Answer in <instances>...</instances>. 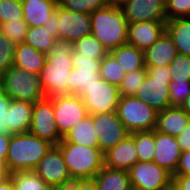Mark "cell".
Listing matches in <instances>:
<instances>
[{
    "mask_svg": "<svg viewBox=\"0 0 190 190\" xmlns=\"http://www.w3.org/2000/svg\"><path fill=\"white\" fill-rule=\"evenodd\" d=\"M73 44L56 39L46 55L44 66L38 74L45 97L68 95L67 82L72 69Z\"/></svg>",
    "mask_w": 190,
    "mask_h": 190,
    "instance_id": "6da1fadb",
    "label": "cell"
},
{
    "mask_svg": "<svg viewBox=\"0 0 190 190\" xmlns=\"http://www.w3.org/2000/svg\"><path fill=\"white\" fill-rule=\"evenodd\" d=\"M54 145L30 132L14 133L8 146L5 169L8 174L34 170Z\"/></svg>",
    "mask_w": 190,
    "mask_h": 190,
    "instance_id": "7a4b0ae2",
    "label": "cell"
},
{
    "mask_svg": "<svg viewBox=\"0 0 190 190\" xmlns=\"http://www.w3.org/2000/svg\"><path fill=\"white\" fill-rule=\"evenodd\" d=\"M90 18L91 34L108 53L127 43L128 22L118 4L95 10Z\"/></svg>",
    "mask_w": 190,
    "mask_h": 190,
    "instance_id": "3957f363",
    "label": "cell"
},
{
    "mask_svg": "<svg viewBox=\"0 0 190 190\" xmlns=\"http://www.w3.org/2000/svg\"><path fill=\"white\" fill-rule=\"evenodd\" d=\"M72 180L93 179L104 166V153L99 147L59 143Z\"/></svg>",
    "mask_w": 190,
    "mask_h": 190,
    "instance_id": "277c9868",
    "label": "cell"
},
{
    "mask_svg": "<svg viewBox=\"0 0 190 190\" xmlns=\"http://www.w3.org/2000/svg\"><path fill=\"white\" fill-rule=\"evenodd\" d=\"M146 68L147 75L135 96L146 102L157 112L171 107L169 89L171 74L169 66Z\"/></svg>",
    "mask_w": 190,
    "mask_h": 190,
    "instance_id": "5b68a950",
    "label": "cell"
},
{
    "mask_svg": "<svg viewBox=\"0 0 190 190\" xmlns=\"http://www.w3.org/2000/svg\"><path fill=\"white\" fill-rule=\"evenodd\" d=\"M116 112L129 133L155 129L158 112L136 96H120Z\"/></svg>",
    "mask_w": 190,
    "mask_h": 190,
    "instance_id": "8992f818",
    "label": "cell"
},
{
    "mask_svg": "<svg viewBox=\"0 0 190 190\" xmlns=\"http://www.w3.org/2000/svg\"><path fill=\"white\" fill-rule=\"evenodd\" d=\"M5 94L15 100L35 103L45 97L39 76L16 66L2 75Z\"/></svg>",
    "mask_w": 190,
    "mask_h": 190,
    "instance_id": "52a82bcc",
    "label": "cell"
},
{
    "mask_svg": "<svg viewBox=\"0 0 190 190\" xmlns=\"http://www.w3.org/2000/svg\"><path fill=\"white\" fill-rule=\"evenodd\" d=\"M128 172L131 187L136 190H165L172 185V174L154 161H138Z\"/></svg>",
    "mask_w": 190,
    "mask_h": 190,
    "instance_id": "ba28073f",
    "label": "cell"
},
{
    "mask_svg": "<svg viewBox=\"0 0 190 190\" xmlns=\"http://www.w3.org/2000/svg\"><path fill=\"white\" fill-rule=\"evenodd\" d=\"M33 171L54 190H64L72 182L62 152L57 146H53L40 159Z\"/></svg>",
    "mask_w": 190,
    "mask_h": 190,
    "instance_id": "9c48e42d",
    "label": "cell"
},
{
    "mask_svg": "<svg viewBox=\"0 0 190 190\" xmlns=\"http://www.w3.org/2000/svg\"><path fill=\"white\" fill-rule=\"evenodd\" d=\"M89 115L110 113L117 110L118 87L99 78L80 95Z\"/></svg>",
    "mask_w": 190,
    "mask_h": 190,
    "instance_id": "30bf717a",
    "label": "cell"
},
{
    "mask_svg": "<svg viewBox=\"0 0 190 190\" xmlns=\"http://www.w3.org/2000/svg\"><path fill=\"white\" fill-rule=\"evenodd\" d=\"M100 64V59L86 57L73 51L72 69L67 82L68 95L75 94L80 96L84 93L85 88H88L101 78Z\"/></svg>",
    "mask_w": 190,
    "mask_h": 190,
    "instance_id": "8fae6325",
    "label": "cell"
},
{
    "mask_svg": "<svg viewBox=\"0 0 190 190\" xmlns=\"http://www.w3.org/2000/svg\"><path fill=\"white\" fill-rule=\"evenodd\" d=\"M53 107L56 126L62 138L74 125L89 115L81 97L75 94L54 97Z\"/></svg>",
    "mask_w": 190,
    "mask_h": 190,
    "instance_id": "7c38bea8",
    "label": "cell"
},
{
    "mask_svg": "<svg viewBox=\"0 0 190 190\" xmlns=\"http://www.w3.org/2000/svg\"><path fill=\"white\" fill-rule=\"evenodd\" d=\"M29 132L36 137L52 143L54 146L60 143L62 137L56 126L53 98L44 97L34 103Z\"/></svg>",
    "mask_w": 190,
    "mask_h": 190,
    "instance_id": "4fadbf2b",
    "label": "cell"
},
{
    "mask_svg": "<svg viewBox=\"0 0 190 190\" xmlns=\"http://www.w3.org/2000/svg\"><path fill=\"white\" fill-rule=\"evenodd\" d=\"M92 119L99 148L103 153L116 146L130 134L118 118L116 111L94 114Z\"/></svg>",
    "mask_w": 190,
    "mask_h": 190,
    "instance_id": "5bb4252c",
    "label": "cell"
},
{
    "mask_svg": "<svg viewBox=\"0 0 190 190\" xmlns=\"http://www.w3.org/2000/svg\"><path fill=\"white\" fill-rule=\"evenodd\" d=\"M118 5L128 24L167 21L165 0H122Z\"/></svg>",
    "mask_w": 190,
    "mask_h": 190,
    "instance_id": "9a60e30c",
    "label": "cell"
},
{
    "mask_svg": "<svg viewBox=\"0 0 190 190\" xmlns=\"http://www.w3.org/2000/svg\"><path fill=\"white\" fill-rule=\"evenodd\" d=\"M57 28L59 39L73 44L80 38L91 35L90 13L69 11L58 4Z\"/></svg>",
    "mask_w": 190,
    "mask_h": 190,
    "instance_id": "2e32d148",
    "label": "cell"
},
{
    "mask_svg": "<svg viewBox=\"0 0 190 190\" xmlns=\"http://www.w3.org/2000/svg\"><path fill=\"white\" fill-rule=\"evenodd\" d=\"M166 31V21H146L128 24L127 43L145 51Z\"/></svg>",
    "mask_w": 190,
    "mask_h": 190,
    "instance_id": "e0dca14e",
    "label": "cell"
},
{
    "mask_svg": "<svg viewBox=\"0 0 190 190\" xmlns=\"http://www.w3.org/2000/svg\"><path fill=\"white\" fill-rule=\"evenodd\" d=\"M181 150L176 137L155 131V155L153 161L172 175L176 172Z\"/></svg>",
    "mask_w": 190,
    "mask_h": 190,
    "instance_id": "ac0fdd59",
    "label": "cell"
},
{
    "mask_svg": "<svg viewBox=\"0 0 190 190\" xmlns=\"http://www.w3.org/2000/svg\"><path fill=\"white\" fill-rule=\"evenodd\" d=\"M138 161L135 140L130 134L104 153V166L112 169L129 171Z\"/></svg>",
    "mask_w": 190,
    "mask_h": 190,
    "instance_id": "d6986e66",
    "label": "cell"
},
{
    "mask_svg": "<svg viewBox=\"0 0 190 190\" xmlns=\"http://www.w3.org/2000/svg\"><path fill=\"white\" fill-rule=\"evenodd\" d=\"M190 116L181 108L171 106L157 113L155 131L177 137L186 128Z\"/></svg>",
    "mask_w": 190,
    "mask_h": 190,
    "instance_id": "ffe728a7",
    "label": "cell"
},
{
    "mask_svg": "<svg viewBox=\"0 0 190 190\" xmlns=\"http://www.w3.org/2000/svg\"><path fill=\"white\" fill-rule=\"evenodd\" d=\"M177 54L172 38L165 31L151 47L144 51L145 67L169 66Z\"/></svg>",
    "mask_w": 190,
    "mask_h": 190,
    "instance_id": "44dd1931",
    "label": "cell"
},
{
    "mask_svg": "<svg viewBox=\"0 0 190 190\" xmlns=\"http://www.w3.org/2000/svg\"><path fill=\"white\" fill-rule=\"evenodd\" d=\"M21 2L23 20L28 27L44 26L58 6L55 0H21Z\"/></svg>",
    "mask_w": 190,
    "mask_h": 190,
    "instance_id": "7402d4cb",
    "label": "cell"
},
{
    "mask_svg": "<svg viewBox=\"0 0 190 190\" xmlns=\"http://www.w3.org/2000/svg\"><path fill=\"white\" fill-rule=\"evenodd\" d=\"M33 111V103L11 99L8 107V130L12 134L29 132Z\"/></svg>",
    "mask_w": 190,
    "mask_h": 190,
    "instance_id": "603a6c76",
    "label": "cell"
},
{
    "mask_svg": "<svg viewBox=\"0 0 190 190\" xmlns=\"http://www.w3.org/2000/svg\"><path fill=\"white\" fill-rule=\"evenodd\" d=\"M46 60V54L26 43L16 44L13 66L38 75Z\"/></svg>",
    "mask_w": 190,
    "mask_h": 190,
    "instance_id": "cb8c5ba5",
    "label": "cell"
},
{
    "mask_svg": "<svg viewBox=\"0 0 190 190\" xmlns=\"http://www.w3.org/2000/svg\"><path fill=\"white\" fill-rule=\"evenodd\" d=\"M60 143H75L85 146L99 147L98 137L93 125L92 115H87L72 127Z\"/></svg>",
    "mask_w": 190,
    "mask_h": 190,
    "instance_id": "d4e9b609",
    "label": "cell"
},
{
    "mask_svg": "<svg viewBox=\"0 0 190 190\" xmlns=\"http://www.w3.org/2000/svg\"><path fill=\"white\" fill-rule=\"evenodd\" d=\"M166 32L172 38L177 53L190 57V17L167 20Z\"/></svg>",
    "mask_w": 190,
    "mask_h": 190,
    "instance_id": "484cf974",
    "label": "cell"
},
{
    "mask_svg": "<svg viewBox=\"0 0 190 190\" xmlns=\"http://www.w3.org/2000/svg\"><path fill=\"white\" fill-rule=\"evenodd\" d=\"M98 190H131L129 172L106 166L94 177Z\"/></svg>",
    "mask_w": 190,
    "mask_h": 190,
    "instance_id": "4316f807",
    "label": "cell"
},
{
    "mask_svg": "<svg viewBox=\"0 0 190 190\" xmlns=\"http://www.w3.org/2000/svg\"><path fill=\"white\" fill-rule=\"evenodd\" d=\"M109 53L116 59L126 73L146 68L144 51L133 45L126 43Z\"/></svg>",
    "mask_w": 190,
    "mask_h": 190,
    "instance_id": "83f0119b",
    "label": "cell"
},
{
    "mask_svg": "<svg viewBox=\"0 0 190 190\" xmlns=\"http://www.w3.org/2000/svg\"><path fill=\"white\" fill-rule=\"evenodd\" d=\"M55 40L47 27H28L24 43L47 55L54 46Z\"/></svg>",
    "mask_w": 190,
    "mask_h": 190,
    "instance_id": "f1b7e54d",
    "label": "cell"
},
{
    "mask_svg": "<svg viewBox=\"0 0 190 190\" xmlns=\"http://www.w3.org/2000/svg\"><path fill=\"white\" fill-rule=\"evenodd\" d=\"M15 190H54L44 182L33 170L8 174Z\"/></svg>",
    "mask_w": 190,
    "mask_h": 190,
    "instance_id": "f546056e",
    "label": "cell"
},
{
    "mask_svg": "<svg viewBox=\"0 0 190 190\" xmlns=\"http://www.w3.org/2000/svg\"><path fill=\"white\" fill-rule=\"evenodd\" d=\"M130 135L135 140L138 160L141 162L153 161L155 155V130L133 132Z\"/></svg>",
    "mask_w": 190,
    "mask_h": 190,
    "instance_id": "4dcf8cb0",
    "label": "cell"
},
{
    "mask_svg": "<svg viewBox=\"0 0 190 190\" xmlns=\"http://www.w3.org/2000/svg\"><path fill=\"white\" fill-rule=\"evenodd\" d=\"M100 77L108 83L119 86L123 81L126 71L119 65L116 59L108 53L101 59Z\"/></svg>",
    "mask_w": 190,
    "mask_h": 190,
    "instance_id": "1f68e13d",
    "label": "cell"
},
{
    "mask_svg": "<svg viewBox=\"0 0 190 190\" xmlns=\"http://www.w3.org/2000/svg\"><path fill=\"white\" fill-rule=\"evenodd\" d=\"M73 51L86 57L100 60L108 54V51L92 34L74 42Z\"/></svg>",
    "mask_w": 190,
    "mask_h": 190,
    "instance_id": "d6a6232c",
    "label": "cell"
},
{
    "mask_svg": "<svg viewBox=\"0 0 190 190\" xmlns=\"http://www.w3.org/2000/svg\"><path fill=\"white\" fill-rule=\"evenodd\" d=\"M58 4L69 11L92 13L95 10L108 7L109 0H60Z\"/></svg>",
    "mask_w": 190,
    "mask_h": 190,
    "instance_id": "836d02e7",
    "label": "cell"
},
{
    "mask_svg": "<svg viewBox=\"0 0 190 190\" xmlns=\"http://www.w3.org/2000/svg\"><path fill=\"white\" fill-rule=\"evenodd\" d=\"M147 75V68H142L125 74L118 86L120 96H135Z\"/></svg>",
    "mask_w": 190,
    "mask_h": 190,
    "instance_id": "e575fe53",
    "label": "cell"
},
{
    "mask_svg": "<svg viewBox=\"0 0 190 190\" xmlns=\"http://www.w3.org/2000/svg\"><path fill=\"white\" fill-rule=\"evenodd\" d=\"M28 30V24L23 19L12 20L0 24V31L8 40L15 44L24 43Z\"/></svg>",
    "mask_w": 190,
    "mask_h": 190,
    "instance_id": "d590c367",
    "label": "cell"
},
{
    "mask_svg": "<svg viewBox=\"0 0 190 190\" xmlns=\"http://www.w3.org/2000/svg\"><path fill=\"white\" fill-rule=\"evenodd\" d=\"M171 81H190V57L177 54L170 65Z\"/></svg>",
    "mask_w": 190,
    "mask_h": 190,
    "instance_id": "8d00e7d4",
    "label": "cell"
},
{
    "mask_svg": "<svg viewBox=\"0 0 190 190\" xmlns=\"http://www.w3.org/2000/svg\"><path fill=\"white\" fill-rule=\"evenodd\" d=\"M23 19L21 0H0V24Z\"/></svg>",
    "mask_w": 190,
    "mask_h": 190,
    "instance_id": "74e56055",
    "label": "cell"
},
{
    "mask_svg": "<svg viewBox=\"0 0 190 190\" xmlns=\"http://www.w3.org/2000/svg\"><path fill=\"white\" fill-rule=\"evenodd\" d=\"M16 44L7 39L0 31V74H4L13 66Z\"/></svg>",
    "mask_w": 190,
    "mask_h": 190,
    "instance_id": "f35d334b",
    "label": "cell"
},
{
    "mask_svg": "<svg viewBox=\"0 0 190 190\" xmlns=\"http://www.w3.org/2000/svg\"><path fill=\"white\" fill-rule=\"evenodd\" d=\"M165 6L167 20L190 17V0H165Z\"/></svg>",
    "mask_w": 190,
    "mask_h": 190,
    "instance_id": "ab89813d",
    "label": "cell"
},
{
    "mask_svg": "<svg viewBox=\"0 0 190 190\" xmlns=\"http://www.w3.org/2000/svg\"><path fill=\"white\" fill-rule=\"evenodd\" d=\"M169 89L171 105L181 107L187 96L190 94V81H171L169 83Z\"/></svg>",
    "mask_w": 190,
    "mask_h": 190,
    "instance_id": "60d3db41",
    "label": "cell"
},
{
    "mask_svg": "<svg viewBox=\"0 0 190 190\" xmlns=\"http://www.w3.org/2000/svg\"><path fill=\"white\" fill-rule=\"evenodd\" d=\"M10 101L5 93L0 96V134H12L7 128Z\"/></svg>",
    "mask_w": 190,
    "mask_h": 190,
    "instance_id": "b9f144b4",
    "label": "cell"
},
{
    "mask_svg": "<svg viewBox=\"0 0 190 190\" xmlns=\"http://www.w3.org/2000/svg\"><path fill=\"white\" fill-rule=\"evenodd\" d=\"M64 190H98L95 179H75Z\"/></svg>",
    "mask_w": 190,
    "mask_h": 190,
    "instance_id": "7bdbcfd3",
    "label": "cell"
},
{
    "mask_svg": "<svg viewBox=\"0 0 190 190\" xmlns=\"http://www.w3.org/2000/svg\"><path fill=\"white\" fill-rule=\"evenodd\" d=\"M173 175H190V150L181 152L177 170Z\"/></svg>",
    "mask_w": 190,
    "mask_h": 190,
    "instance_id": "ee69618b",
    "label": "cell"
},
{
    "mask_svg": "<svg viewBox=\"0 0 190 190\" xmlns=\"http://www.w3.org/2000/svg\"><path fill=\"white\" fill-rule=\"evenodd\" d=\"M181 152L190 150V121L186 128L176 137Z\"/></svg>",
    "mask_w": 190,
    "mask_h": 190,
    "instance_id": "f6af8a7d",
    "label": "cell"
},
{
    "mask_svg": "<svg viewBox=\"0 0 190 190\" xmlns=\"http://www.w3.org/2000/svg\"><path fill=\"white\" fill-rule=\"evenodd\" d=\"M12 134H0V164L5 166L8 155V146Z\"/></svg>",
    "mask_w": 190,
    "mask_h": 190,
    "instance_id": "bcb514c9",
    "label": "cell"
},
{
    "mask_svg": "<svg viewBox=\"0 0 190 190\" xmlns=\"http://www.w3.org/2000/svg\"><path fill=\"white\" fill-rule=\"evenodd\" d=\"M172 185L177 190H190V175H172Z\"/></svg>",
    "mask_w": 190,
    "mask_h": 190,
    "instance_id": "7dc6e473",
    "label": "cell"
},
{
    "mask_svg": "<svg viewBox=\"0 0 190 190\" xmlns=\"http://www.w3.org/2000/svg\"><path fill=\"white\" fill-rule=\"evenodd\" d=\"M57 20H58V6L56 7L55 12L50 16V20H48L44 27H47V29L50 31L51 35L55 39H59V30L57 28Z\"/></svg>",
    "mask_w": 190,
    "mask_h": 190,
    "instance_id": "c3c4849f",
    "label": "cell"
},
{
    "mask_svg": "<svg viewBox=\"0 0 190 190\" xmlns=\"http://www.w3.org/2000/svg\"><path fill=\"white\" fill-rule=\"evenodd\" d=\"M0 190H15L12 179L9 176L0 182Z\"/></svg>",
    "mask_w": 190,
    "mask_h": 190,
    "instance_id": "681fc988",
    "label": "cell"
},
{
    "mask_svg": "<svg viewBox=\"0 0 190 190\" xmlns=\"http://www.w3.org/2000/svg\"><path fill=\"white\" fill-rule=\"evenodd\" d=\"M181 108L190 116V94L185 99V102L182 104Z\"/></svg>",
    "mask_w": 190,
    "mask_h": 190,
    "instance_id": "f907efd6",
    "label": "cell"
},
{
    "mask_svg": "<svg viewBox=\"0 0 190 190\" xmlns=\"http://www.w3.org/2000/svg\"><path fill=\"white\" fill-rule=\"evenodd\" d=\"M8 176L5 166L0 164V182Z\"/></svg>",
    "mask_w": 190,
    "mask_h": 190,
    "instance_id": "816d5d0a",
    "label": "cell"
},
{
    "mask_svg": "<svg viewBox=\"0 0 190 190\" xmlns=\"http://www.w3.org/2000/svg\"><path fill=\"white\" fill-rule=\"evenodd\" d=\"M5 93L4 91V85H3V80H2V74H0V96Z\"/></svg>",
    "mask_w": 190,
    "mask_h": 190,
    "instance_id": "f5cc1de1",
    "label": "cell"
},
{
    "mask_svg": "<svg viewBox=\"0 0 190 190\" xmlns=\"http://www.w3.org/2000/svg\"><path fill=\"white\" fill-rule=\"evenodd\" d=\"M111 4H119L122 0H109Z\"/></svg>",
    "mask_w": 190,
    "mask_h": 190,
    "instance_id": "db71d44e",
    "label": "cell"
},
{
    "mask_svg": "<svg viewBox=\"0 0 190 190\" xmlns=\"http://www.w3.org/2000/svg\"><path fill=\"white\" fill-rule=\"evenodd\" d=\"M165 190H177V189L173 185H171L169 188H167Z\"/></svg>",
    "mask_w": 190,
    "mask_h": 190,
    "instance_id": "11a10c76",
    "label": "cell"
}]
</instances>
